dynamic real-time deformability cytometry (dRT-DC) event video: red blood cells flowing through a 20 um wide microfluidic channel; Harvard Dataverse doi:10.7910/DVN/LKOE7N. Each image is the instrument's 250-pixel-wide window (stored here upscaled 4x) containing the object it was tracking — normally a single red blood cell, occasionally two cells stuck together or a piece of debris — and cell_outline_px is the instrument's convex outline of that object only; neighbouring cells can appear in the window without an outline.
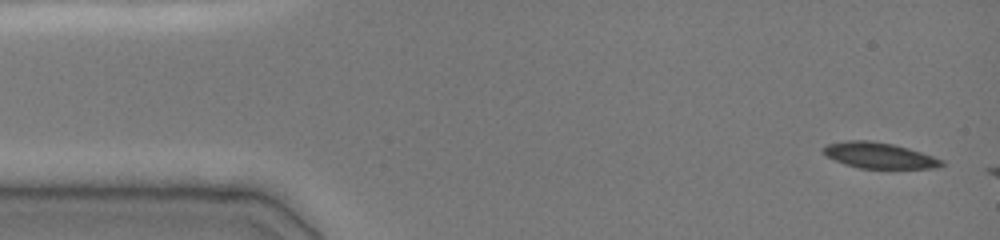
{"species": "common noctule bat (a hibernating species)", "species_latin": "Nyctalus noctula", "temperature_condition": "cold", "stored_images_in_passage": 7, "camera_frame_rate_fps": 3000, "um_per_image_px": 0.085, "animal": {"sex": "female", "body_mass_g": 19.0, "forearm_length_mm": 51.5}, "frame": {"image": 1, "passage_image": 1, "time_ms": 0.0, "image_size_px": [1000, 240], "cell_outline_px": [[948, 164], [936, 168], [860, 168], [844, 164], [828, 156], [820, 148], [828, 144], [848, 140], [868, 140], [892, 144], [908, 148], [944, 160]], "centroid_in_image_um": [74.76, 13.21], "position_along_channel_um": 10.2, "area_um2": 17.69}}
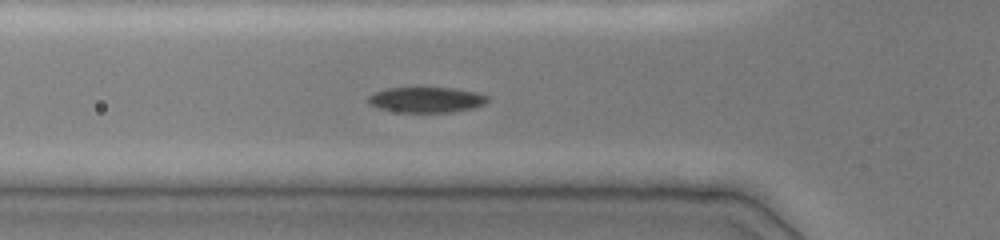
{"frame": {"image": 2, "passage_image": 7, "time_ms": 4.667, "image_size_px": [1000, 240], "cell_outline_px": [[488, 100], [484, 104], [472, 108], [452, 112], [400, 112], [380, 108], [368, 104], [368, 96], [376, 92], [388, 88], [452, 88], [476, 92], [488, 96]], "centroid_in_image_um": [36.24, 8.48], "position_along_channel_um": 89.6, "area_um2": 17.51}}